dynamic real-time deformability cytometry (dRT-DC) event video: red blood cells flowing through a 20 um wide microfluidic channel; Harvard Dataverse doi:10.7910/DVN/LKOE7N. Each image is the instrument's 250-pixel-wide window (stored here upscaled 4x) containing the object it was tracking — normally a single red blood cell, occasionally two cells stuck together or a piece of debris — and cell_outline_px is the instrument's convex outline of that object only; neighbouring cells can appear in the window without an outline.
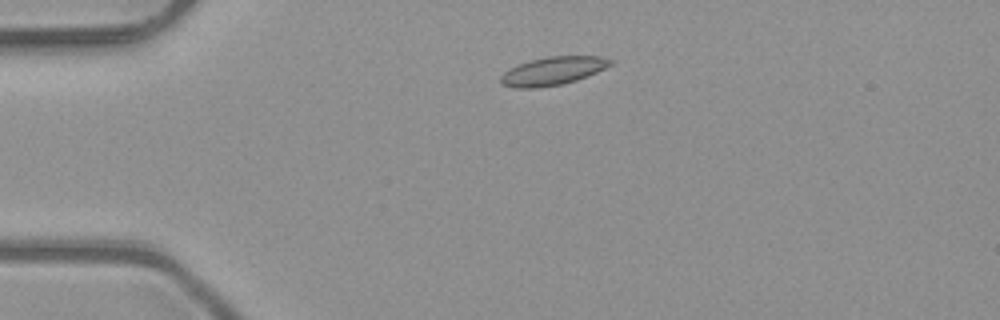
{"species": "common noctule bat (a hibernating species)", "species_latin": "Nyctalus noctula", "temperature_condition": "room temperature", "stored_images_in_passage": 2, "camera_frame_rate_fps": 3000, "um_per_image_px": 0.085, "animal": {"sex": "male", "body_mass_g": 23.1, "forearm_length_mm": 52.7}, "frame": {"image": 1, "passage_image": 1, "time_ms": 0.0, "image_size_px": [1000, 320], "cell_outline_px": [[616, 60], [612, 64], [588, 76], [564, 84], [536, 88], [516, 88], [500, 84], [500, 76], [504, 72], [528, 60], [548, 56], [600, 56]], "centroid_in_image_um": [47.0, 6.03], "position_along_channel_um": 38.0, "area_um2": 18.15}}